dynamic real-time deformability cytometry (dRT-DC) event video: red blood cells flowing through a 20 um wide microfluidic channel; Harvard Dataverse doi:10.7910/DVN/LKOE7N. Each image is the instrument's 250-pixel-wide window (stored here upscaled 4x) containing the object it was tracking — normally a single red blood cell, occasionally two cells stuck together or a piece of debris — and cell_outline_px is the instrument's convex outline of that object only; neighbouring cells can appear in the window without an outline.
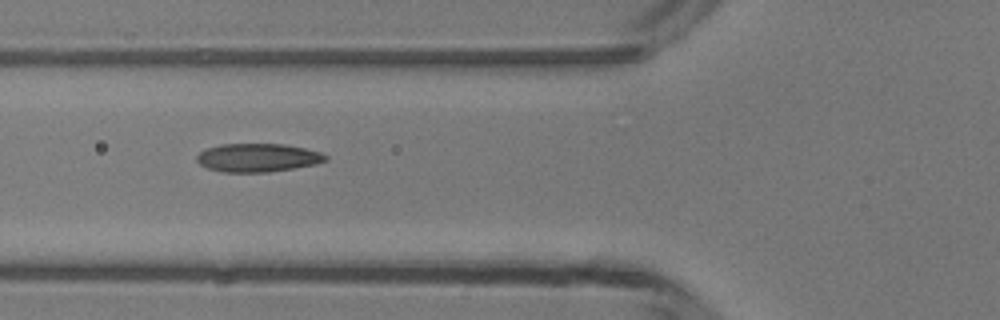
{"species": "common noctule bat (a hibernating species)", "species_latin": "Nyctalus noctula", "temperature_condition": "room temperature", "stored_images_in_passage": 6, "camera_frame_rate_fps": 3000, "um_per_image_px": 0.085, "animal": {"sex": "male", "body_mass_g": 13.3}, "frame": {"image": 1, "passage_image": 5, "time_ms": 4.667, "image_size_px": [1000, 320], "cell_outline_px": [[328, 160], [316, 164], [268, 172], [224, 172], [208, 168], [200, 164], [196, 160], [196, 156], [200, 152], [208, 148], [220, 144], [284, 144], [304, 148], [320, 152], [328, 156]], "centroid_in_image_um": [21.91, 13.4], "position_along_channel_um": 103.9, "area_um2": 21.21}}
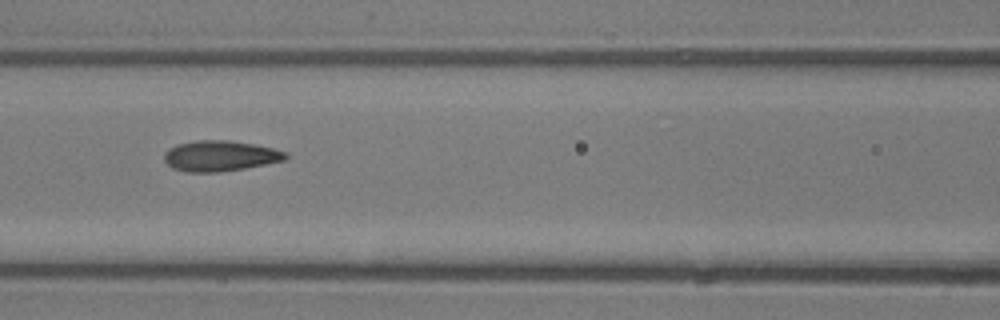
{"frame": {"image": 2, "passage_image": 6, "time_ms": 5.667, "image_size_px": [1000, 320], "cell_outline_px": [[288, 156], [284, 160], [244, 168], [216, 172], [188, 172], [172, 168], [164, 160], [164, 152], [168, 148], [176, 144], [196, 140], [228, 140], [252, 144], [272, 148], [288, 152]], "centroid_in_image_um": [18.67, 13.24], "position_along_channel_um": 147.9, "area_um2": 21.56}}